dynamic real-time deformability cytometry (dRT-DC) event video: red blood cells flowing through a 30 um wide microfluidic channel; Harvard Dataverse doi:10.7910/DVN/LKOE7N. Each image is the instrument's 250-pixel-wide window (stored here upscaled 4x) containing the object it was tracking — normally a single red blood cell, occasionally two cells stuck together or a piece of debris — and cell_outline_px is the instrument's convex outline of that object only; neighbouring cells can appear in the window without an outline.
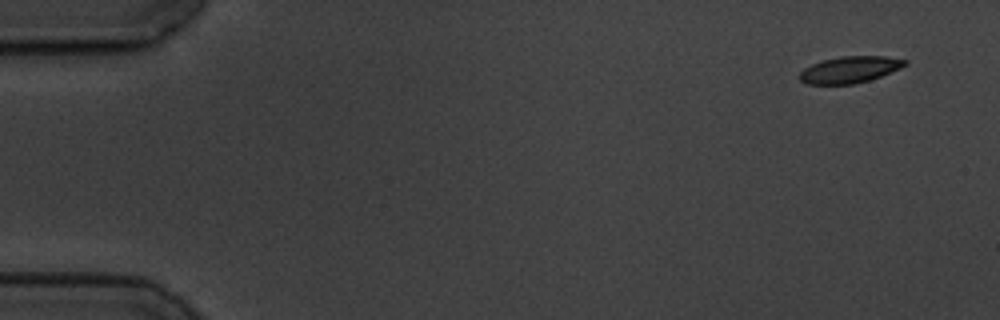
{"species": "common noctule bat (a hibernating species)", "species_latin": "Nyctalus noctula", "temperature_condition": "cold", "stored_images_in_passage": 56, "camera_frame_rate_fps": 3000, "um_per_image_px": 0.085, "animal": {"sex": "male", "body_mass_g": 19.5, "forearm_length_mm": 54.6}, "frame": {"image": 1, "passage_image": 1, "time_ms": 0.0, "image_size_px": [1000, 320], "cell_outline_px": [[908, 64], [900, 68], [880, 76], [868, 80], [852, 84], [804, 84], [800, 80], [800, 72], [804, 68], [812, 64], [824, 60], [840, 56], [884, 56], [908, 60]], "centroid_in_image_um": [72.22, 5.91], "position_along_channel_um": 12.8, "area_um2": 16.18}}
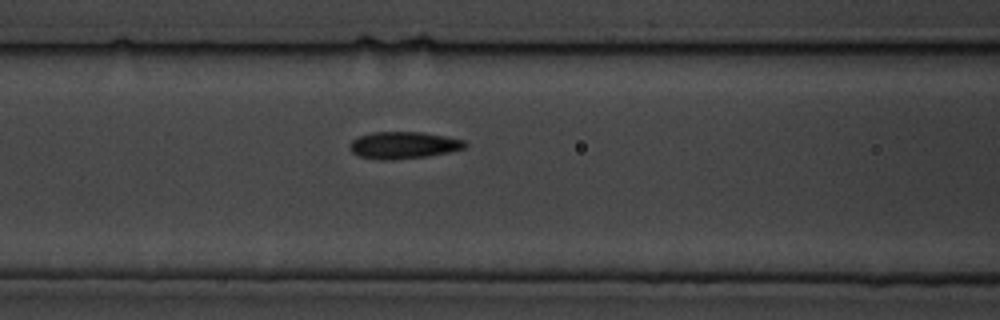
{"frame": {"image": 2, "passage_image": 22, "time_ms": 7.0, "image_size_px": [1000, 320], "cell_outline_px": [[468, 144], [464, 148], [452, 152], [428, 156], [392, 160], [380, 160], [360, 156], [352, 152], [348, 148], [348, 144], [352, 140], [360, 136], [372, 132], [424, 132], [464, 140]], "centroid_in_image_um": [34.3, 12.34], "position_along_channel_um": 132.3, "area_um2": 18.26}}
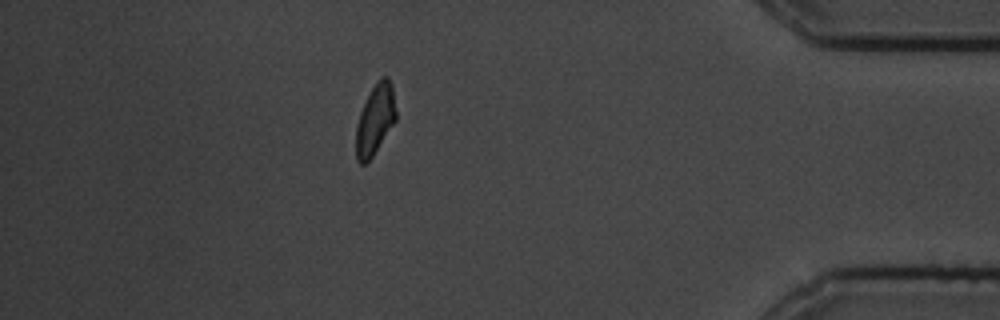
{"frame": {"image": 3, "passage_image": 49, "time_ms": 16.0, "image_size_px": [1000, 320], "cell_outline_px": [[396, 120], [372, 156], [364, 164], [360, 164], [356, 160], [356, 124], [360, 112], [372, 88], [380, 76], [388, 76], [392, 84], [396, 112]], "centroid_in_image_um": [31.89, 10.14], "position_along_channel_um": 403.3, "area_um2": 16.24}, "authors_computed_cell_mechanics": {"area_um2": 17.1377, "velocity_mm_per_s": 3.4613, "shape_relaxation_time_tau1_ms": 2.819, "shape_relaxation_time_tau2_ms": 2.0915, "deformation_change_tau1": 0.119, "deformation_change_tau2": 0.0806}}